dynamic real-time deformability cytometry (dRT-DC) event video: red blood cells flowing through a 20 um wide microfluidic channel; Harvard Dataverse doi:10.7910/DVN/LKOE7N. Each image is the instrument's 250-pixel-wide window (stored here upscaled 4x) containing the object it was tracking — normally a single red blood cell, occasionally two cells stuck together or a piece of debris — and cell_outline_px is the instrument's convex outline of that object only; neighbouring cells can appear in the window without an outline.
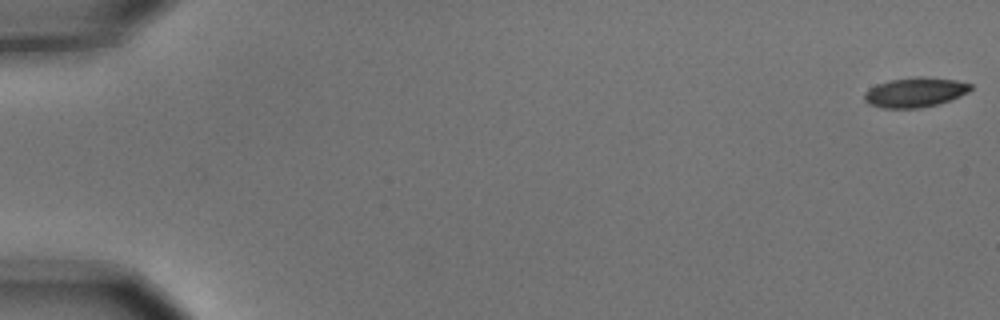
{"species": "common noctule bat (a hibernating species)", "species_latin": "Nyctalus noctula", "temperature_condition": "cold", "stored_images_in_passage": 9, "camera_frame_rate_fps": 3000, "um_per_image_px": 0.085, "animal": {"sex": "male", "body_mass_g": 15.6}, "frame": {"image": 1, "passage_image": 1, "time_ms": 0.0, "image_size_px": [1000, 320], "cell_outline_px": [[972, 88], [968, 92], [960, 96], [936, 104], [920, 108], [884, 108], [868, 104], [864, 100], [864, 92], [868, 88], [876, 84], [888, 80], [916, 76], [920, 76], [956, 80], [972, 84]], "centroid_in_image_um": [77.74, 7.83], "position_along_channel_um": 7.3, "area_um2": 18.5}}
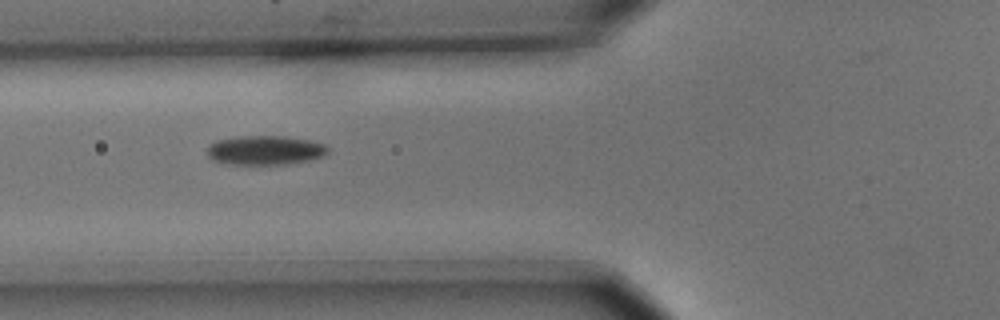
{"frame": {"image": 2, "passage_image": 7, "time_ms": 2.0, "image_size_px": [1000, 320], "cell_outline_px": [[328, 152], [324, 156], [308, 160], [288, 164], [232, 164], [212, 160], [208, 156], [208, 148], [216, 140], [240, 136], [284, 136], [308, 140], [324, 144], [328, 148]], "centroid_in_image_um": [22.55, 12.77], "position_along_channel_um": 103.3, "area_um2": 20.4}}
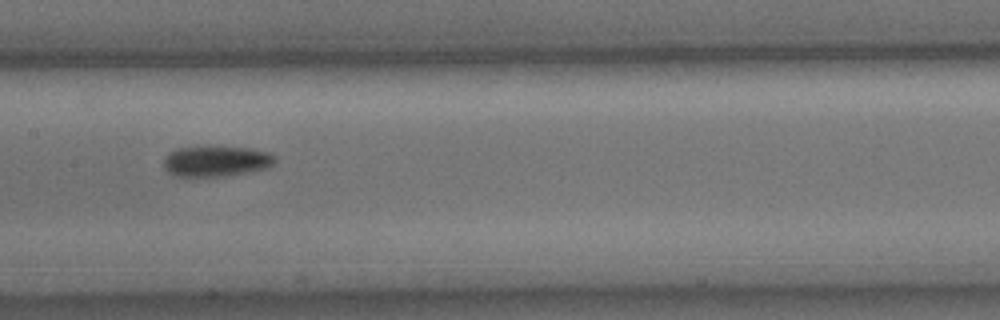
{"frame": {"image": 3, "passage_image": 9, "time_ms": 2.667, "image_size_px": [1000, 320], "cell_outline_px": [[276, 160], [268, 168], [252, 172], [224, 176], [176, 176], [168, 172], [164, 168], [164, 160], [176, 148], [208, 144], [252, 148], [272, 152], [276, 156]], "centroid_in_image_um": [18.44, 13.66], "position_along_channel_um": 189.0, "area_um2": 20.69}}